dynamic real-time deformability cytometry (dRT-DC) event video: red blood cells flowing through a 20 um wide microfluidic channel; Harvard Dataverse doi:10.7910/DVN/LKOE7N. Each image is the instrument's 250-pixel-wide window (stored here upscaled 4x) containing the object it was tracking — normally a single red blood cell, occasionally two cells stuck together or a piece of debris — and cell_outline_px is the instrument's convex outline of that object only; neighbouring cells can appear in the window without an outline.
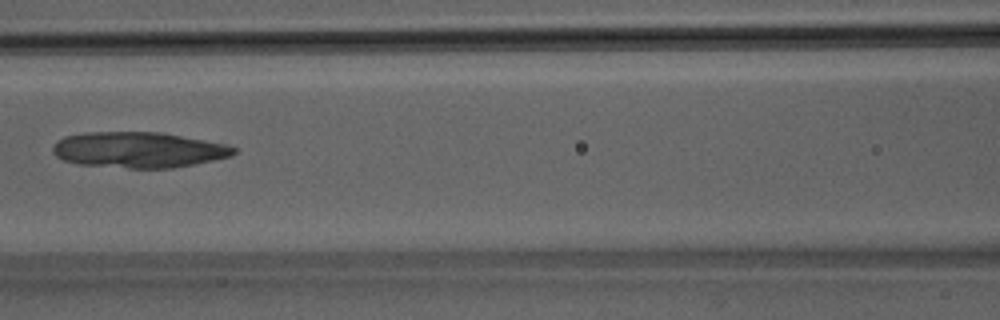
{"species": "Egyptian fruit bat (a non-hibernating species)", "species_latin": "Rousettus aegyptiacus", "temperature_condition": "room temperature", "stored_images_in_passage": 41, "camera_frame_rate_fps": 3000, "um_per_image_px": 0.085, "animal": {"sex": "male"}, "frame": {"image": 1, "passage_image": 14, "time_ms": 4.333, "image_size_px": [1000, 320], "cell_outline_px": [[236, 152], [232, 156], [172, 168], [128, 168], [80, 164], [64, 160], [56, 156], [52, 152], [52, 148], [64, 136], [84, 132], [160, 132], [228, 144], [236, 148]], "centroid_in_image_um": [11.79, 12.73], "position_along_channel_um": 154.8, "area_um2": 37.57}}
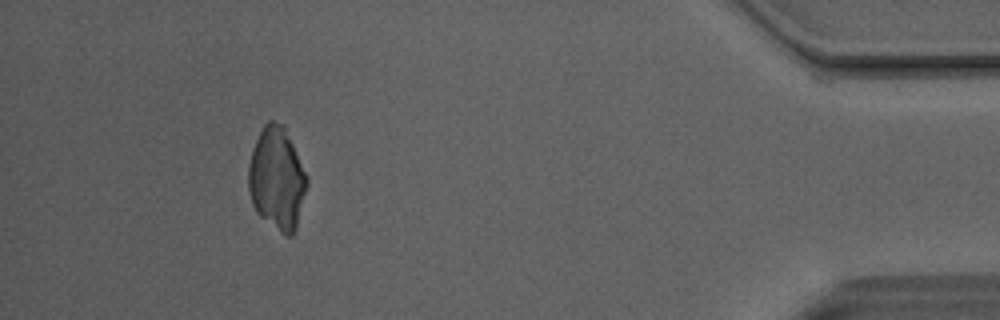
{"frame": {"image": 2, "passage_image": 37, "time_ms": 12.0, "image_size_px": [1000, 320], "cell_outline_px": [[308, 184], [296, 228], [292, 236], [288, 236], [260, 216], [256, 212], [252, 204], [248, 188], [248, 164], [252, 148], [264, 124], [268, 120], [272, 120], [284, 124], [308, 176]], "centroid_in_image_um": [23.54, 15.13], "position_along_channel_um": 411.7, "area_um2": 35.08}}